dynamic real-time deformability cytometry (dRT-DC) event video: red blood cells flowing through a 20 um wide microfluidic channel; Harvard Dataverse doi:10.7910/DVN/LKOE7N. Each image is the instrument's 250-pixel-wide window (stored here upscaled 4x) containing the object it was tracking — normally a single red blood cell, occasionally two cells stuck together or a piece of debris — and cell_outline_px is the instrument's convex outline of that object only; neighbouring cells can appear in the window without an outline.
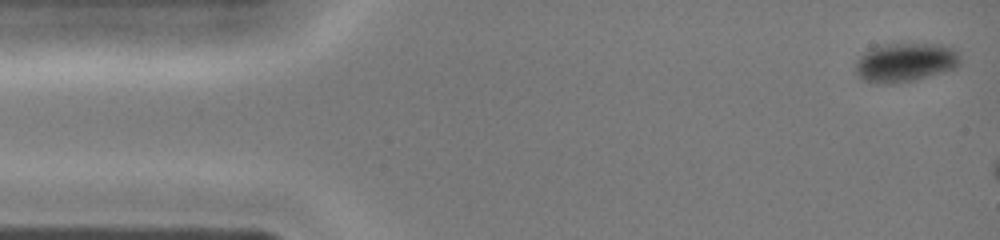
{"species": "common noctule bat (a hibernating species)", "species_latin": "Nyctalus noctula", "temperature_condition": "cold", "stored_images_in_passage": 6, "camera_frame_rate_fps": 3000, "um_per_image_px": 0.085, "animal": {"sex": "female", "body_mass_g": 19.0, "forearm_length_mm": 51.5}, "frame": {"image": 1, "passage_image": 1, "time_ms": 0.0, "image_size_px": [1000, 240], "cell_outline_px": [[960, 64], [956, 68], [944, 72], [916, 80], [892, 84], [876, 84], [860, 80], [856, 72], [856, 64], [860, 56], [864, 52], [872, 48], [884, 44], [944, 44], [956, 48], [960, 56]], "centroid_in_image_um": [76.97, 5.32], "position_along_channel_um": 8.0, "area_um2": 24.22}}